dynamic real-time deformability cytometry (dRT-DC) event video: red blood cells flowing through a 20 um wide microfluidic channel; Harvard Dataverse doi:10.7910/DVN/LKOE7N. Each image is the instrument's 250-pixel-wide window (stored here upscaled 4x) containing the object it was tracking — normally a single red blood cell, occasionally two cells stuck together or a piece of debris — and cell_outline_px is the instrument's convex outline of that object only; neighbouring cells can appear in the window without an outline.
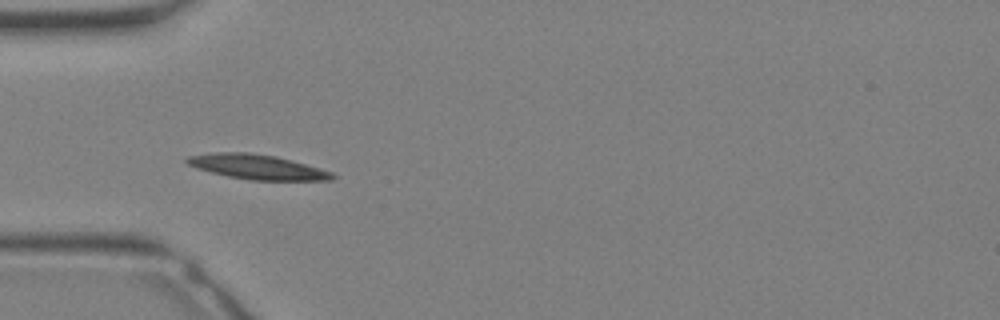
{"species": "Egyptian fruit bat (a non-hibernating species)", "species_latin": "Rousettus aegyptiacus", "temperature_condition": "warm", "stored_images_in_passage": 26, "camera_frame_rate_fps": 3000, "um_per_image_px": 0.085, "animal": {"sex": "female"}, "frame": {"image": 1, "passage_image": 4, "time_ms": 1.0, "image_size_px": [1000, 320], "cell_outline_px": [[336, 176], [332, 180], [252, 180], [228, 176], [196, 168], [184, 164], [184, 160], [188, 156], [216, 152], [248, 152], [276, 156], [320, 168], [332, 172]], "centroid_in_image_um": [21.83, 14.18], "position_along_channel_um": 63.2, "area_um2": 20.92}}
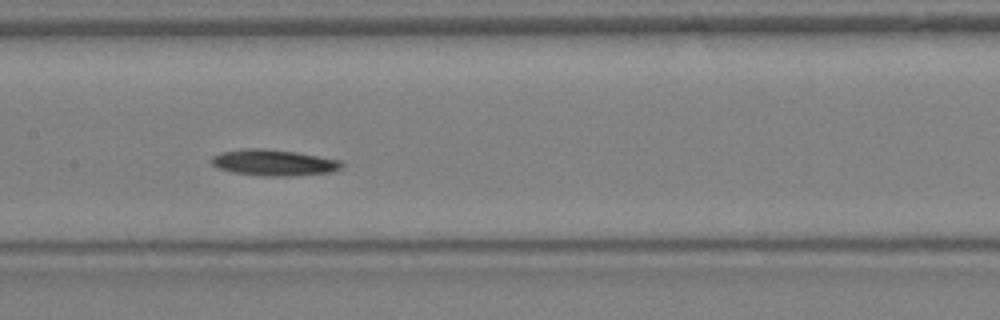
{"frame": {"image": 2, "passage_image": 10, "time_ms": 3.0, "image_size_px": [1000, 320], "cell_outline_px": [[344, 164], [340, 168], [332, 172], [292, 176], [264, 176], [232, 172], [216, 168], [212, 164], [212, 156], [220, 152], [244, 148], [264, 148], [296, 152], [340, 160]], "centroid_in_image_um": [23.24, 13.82], "position_along_channel_um": 184.2, "area_um2": 19.94}}
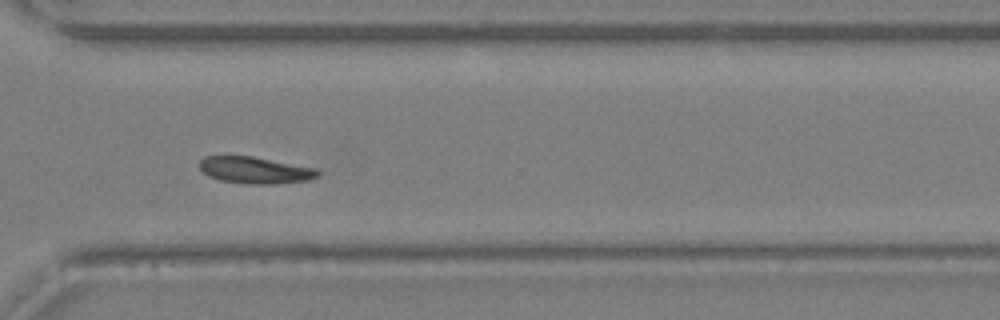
{"frame": {"image": 3, "passage_image": 18, "time_ms": 5.667, "image_size_px": [1000, 320], "cell_outline_px": [[320, 176], [308, 180], [276, 184], [248, 184], [220, 180], [208, 176], [200, 168], [200, 160], [204, 156], [252, 156], [320, 168]], "centroid_in_image_um": [21.75, 14.46], "position_along_channel_um": 348.8, "area_um2": 18.67}}